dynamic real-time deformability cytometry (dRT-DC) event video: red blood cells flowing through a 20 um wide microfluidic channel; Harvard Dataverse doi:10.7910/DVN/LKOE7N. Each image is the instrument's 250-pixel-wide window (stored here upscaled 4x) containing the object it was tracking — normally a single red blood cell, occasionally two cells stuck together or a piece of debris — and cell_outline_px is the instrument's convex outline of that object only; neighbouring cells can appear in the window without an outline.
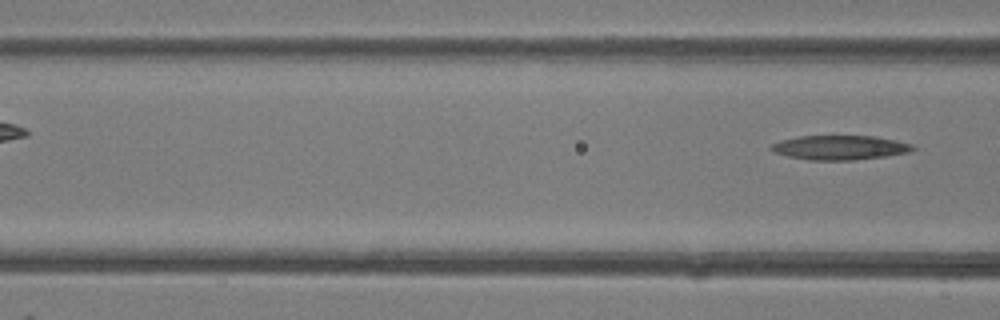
{"species": "common noctule bat (a hibernating species)", "species_latin": "Nyctalus noctula", "temperature_condition": "room temperature", "stored_images_in_passage": 5, "camera_frame_rate_fps": 3000, "um_per_image_px": 0.085, "animal": {"sex": "female"}, "frame": {"image": 1, "passage_image": 5, "time_ms": 5.667, "image_size_px": [1000, 320], "cell_outline_px": [[916, 148], [908, 152], [884, 156], [852, 160], [808, 160], [788, 156], [772, 152], [768, 148], [772, 144], [780, 140], [796, 136], [876, 136], [896, 140], [912, 144]], "centroid_in_image_um": [71.34, 12.54], "position_along_channel_um": 95.3, "area_um2": 20.17}}